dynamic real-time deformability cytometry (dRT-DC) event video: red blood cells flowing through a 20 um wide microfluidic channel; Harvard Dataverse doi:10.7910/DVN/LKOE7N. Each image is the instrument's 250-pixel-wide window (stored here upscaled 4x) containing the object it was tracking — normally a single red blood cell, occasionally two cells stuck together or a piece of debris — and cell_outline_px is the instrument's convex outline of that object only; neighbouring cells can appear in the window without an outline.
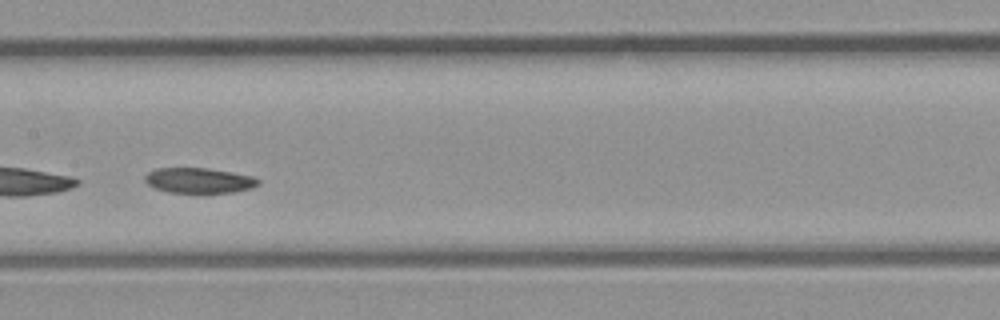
{"species": "common noctule bat (a hibernating species)", "species_latin": "Nyctalus noctula", "temperature_condition": "room temperature", "stored_images_in_passage": 26, "camera_frame_rate_fps": 3000, "um_per_image_px": 0.085, "animal": {"sex": "male", "body_mass_g": 23.1, "forearm_length_mm": 52.7}, "frame": {"image": 1, "passage_image": 8, "time_ms": 2.333, "image_size_px": [1000, 320], "cell_outline_px": [[260, 184], [252, 188], [236, 192], [168, 192], [156, 188], [148, 184], [144, 180], [144, 176], [148, 172], [156, 168], [208, 168], [232, 172], [252, 176], [260, 180]], "centroid_in_image_um": [16.93, 15.33], "position_along_channel_um": 190.5, "area_um2": 16.65}}